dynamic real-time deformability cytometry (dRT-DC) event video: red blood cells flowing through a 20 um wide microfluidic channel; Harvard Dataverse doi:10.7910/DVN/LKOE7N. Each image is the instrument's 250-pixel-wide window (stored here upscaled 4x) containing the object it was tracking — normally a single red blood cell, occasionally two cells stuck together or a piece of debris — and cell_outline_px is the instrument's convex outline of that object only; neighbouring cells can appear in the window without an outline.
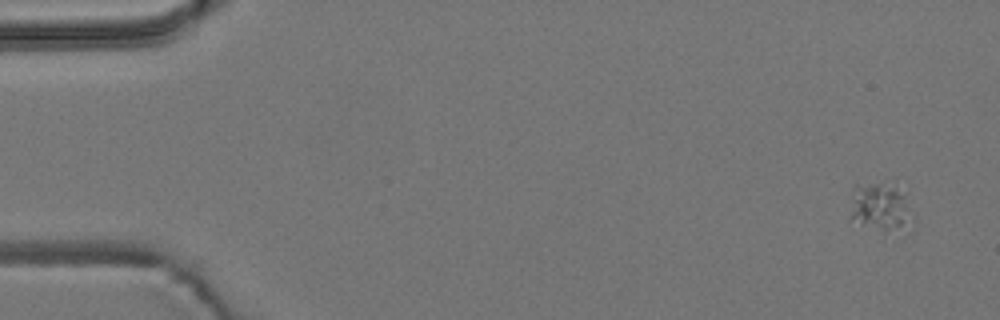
{"species": "common noctule bat (a hibernating species)", "species_latin": "Nyctalus noctula", "temperature_condition": "room temperature", "stored_images_in_passage": 55, "camera_frame_rate_fps": 3000, "um_per_image_px": 0.085, "animal": {"sex": "male", "body_mass_g": 19.2, "forearm_length_mm": 51.8}, "frame": {"image": 1, "passage_image": 1, "time_ms": 0.0, "image_size_px": [1000, 320], "cell_outline_px": [[908, 192], [900, 224], [884, 232], [852, 216], [852, 200], [856, 184], [876, 184], [896, 188]], "centroid_in_image_um": [74.7, 17.47], "position_along_channel_um": 10.3, "area_um2": 14.68}}
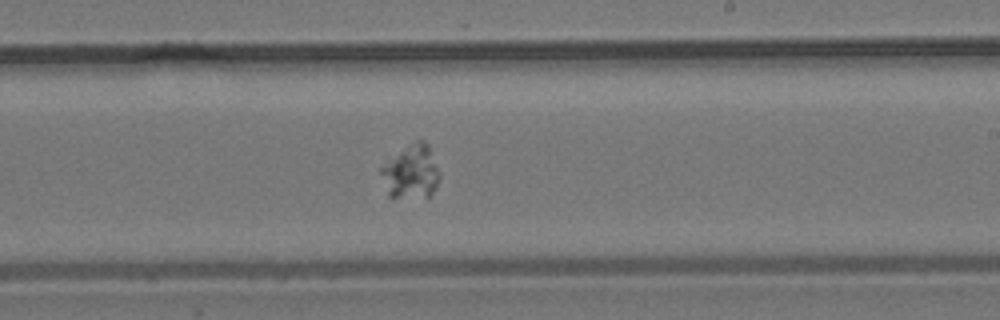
{"frame": {"image": 2, "passage_image": 32, "time_ms": 10.333, "image_size_px": [1000, 320], "cell_outline_px": [[440, 176], [428, 200], [392, 200], [388, 196], [380, 172], [380, 168], [416, 136], [424, 140], [428, 144], [440, 172]], "centroid_in_image_um": [34.95, 14.66], "position_along_channel_um": 254.1, "area_um2": 19.36}}
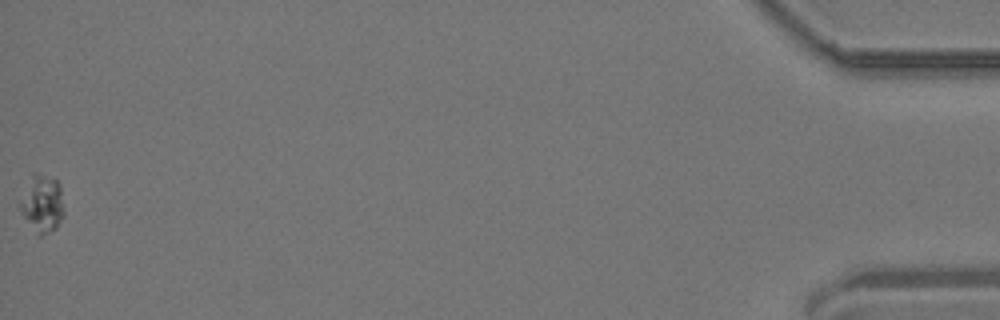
{"frame": {"image": 3, "passage_image": 55, "time_ms": 18.0, "image_size_px": [1000, 320], "cell_outline_px": [[64, 216], [56, 228], [40, 236], [36, 236], [20, 212], [20, 204], [32, 172], [36, 172], [56, 180], [60, 184], [64, 212]], "centroid_in_image_um": [3.6, 17.35], "position_along_channel_um": 431.6, "area_um2": 14.68}}